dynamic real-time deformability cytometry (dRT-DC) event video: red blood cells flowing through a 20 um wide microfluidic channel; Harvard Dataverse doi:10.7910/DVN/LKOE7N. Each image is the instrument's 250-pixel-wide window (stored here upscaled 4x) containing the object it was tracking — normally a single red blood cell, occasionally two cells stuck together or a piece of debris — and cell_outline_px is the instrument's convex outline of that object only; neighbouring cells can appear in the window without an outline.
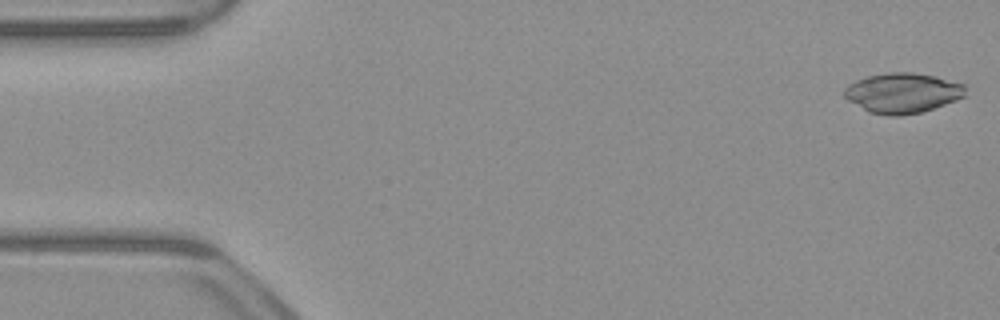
{"species": "common noctule bat (a hibernating species)", "species_latin": "Nyctalus noctula", "temperature_condition": "warm", "stored_images_in_passage": 19, "camera_frame_rate_fps": 3000, "um_per_image_px": 0.085, "animal": {"sex": "male", "body_mass_g": 23.1, "forearm_length_mm": 52.7}, "frame": {"image": 1, "passage_image": 1, "time_ms": 0.0, "image_size_px": [1000, 320], "cell_outline_px": [[964, 96], [956, 100], [920, 112], [900, 116], [888, 116], [868, 112], [848, 100], [844, 96], [844, 88], [848, 84], [856, 80], [868, 76], [888, 72], [912, 72], [936, 76], [964, 84]], "centroid_in_image_um": [76.68, 7.9], "position_along_channel_um": 8.3, "area_um2": 28.21}}